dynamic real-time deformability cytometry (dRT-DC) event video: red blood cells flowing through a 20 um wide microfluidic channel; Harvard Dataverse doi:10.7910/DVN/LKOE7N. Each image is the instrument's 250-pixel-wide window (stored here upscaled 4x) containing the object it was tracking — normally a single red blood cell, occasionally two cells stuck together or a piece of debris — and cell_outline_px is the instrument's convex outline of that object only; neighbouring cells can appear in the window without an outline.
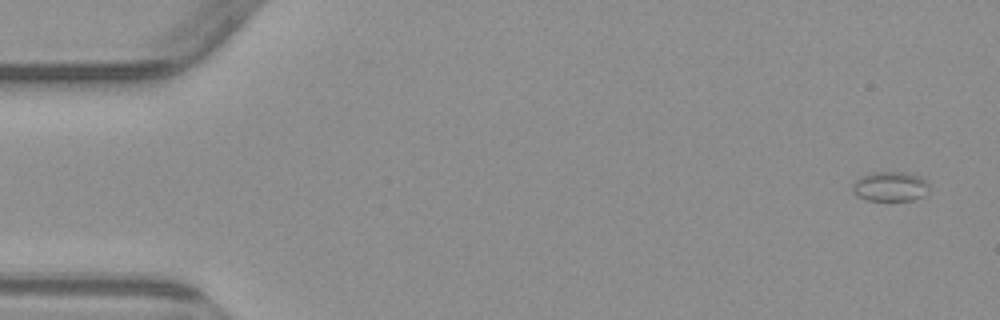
{"species": "common noctule bat (a hibernating species)", "species_latin": "Nyctalus noctula", "temperature_condition": "warm", "stored_images_in_passage": 5, "camera_frame_rate_fps": 3000, "um_per_image_px": 0.085, "animal": {"sex": "male", "body_mass_g": 23.1, "forearm_length_mm": 52.7}, "frame": {"image": 1, "passage_image": 1, "time_ms": 0.0, "image_size_px": [1000, 320], "cell_outline_px": [[928, 188], [924, 196], [912, 200], [868, 200], [856, 196], [852, 192], [852, 184], [860, 176], [872, 172], [908, 172], [920, 176], [928, 180]], "centroid_in_image_um": [75.66, 15.84], "position_along_channel_um": 9.3, "area_um2": 13.47}}